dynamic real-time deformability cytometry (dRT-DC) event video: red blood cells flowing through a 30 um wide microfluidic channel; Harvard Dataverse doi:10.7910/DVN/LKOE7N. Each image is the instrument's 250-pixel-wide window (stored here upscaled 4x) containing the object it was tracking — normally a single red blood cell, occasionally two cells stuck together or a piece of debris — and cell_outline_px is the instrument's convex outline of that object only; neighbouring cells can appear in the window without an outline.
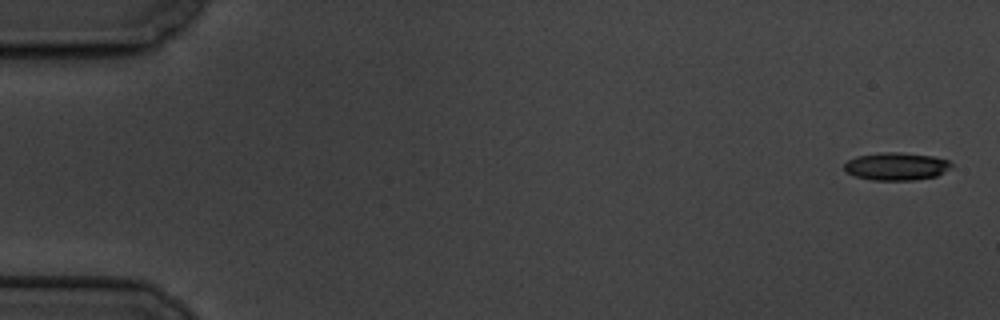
{"species": "common noctule bat (a hibernating species)", "species_latin": "Nyctalus noctula", "temperature_condition": "cold", "stored_images_in_passage": 10, "camera_frame_rate_fps": 3000, "um_per_image_px": 0.085, "animal": {"sex": "male", "body_mass_g": 19.5, "forearm_length_mm": 54.6}, "frame": {"image": 1, "passage_image": 1, "time_ms": 0.0, "image_size_px": [1000, 320], "cell_outline_px": [[952, 168], [936, 176], [912, 180], [872, 180], [856, 176], [844, 172], [844, 164], [848, 160], [856, 156], [880, 152], [900, 152], [932, 156], [948, 160], [952, 164]], "centroid_in_image_um": [76.17, 14.13], "position_along_channel_um": 8.8, "area_um2": 17.4}}
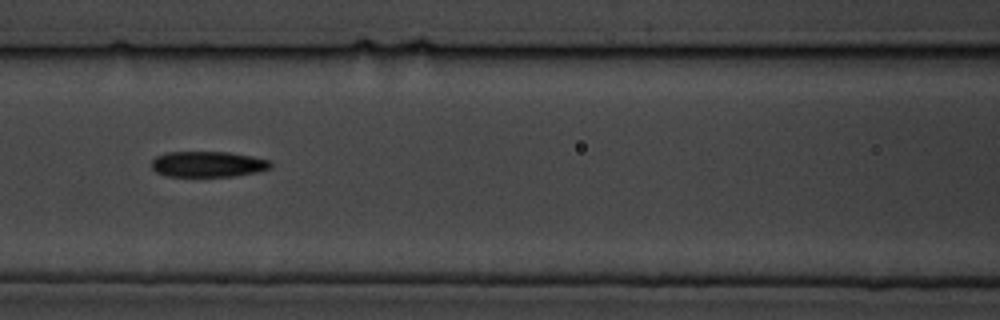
{"frame": {"image": 2, "passage_image": 8, "time_ms": 8.333, "image_size_px": [1000, 320], "cell_outline_px": [[272, 168], [256, 172], [236, 176], [168, 176], [156, 172], [152, 168], [152, 160], [156, 156], [168, 152], [228, 152], [252, 156], [272, 160]], "centroid_in_image_um": [17.71, 13.95], "position_along_channel_um": 148.9, "area_um2": 17.92}}
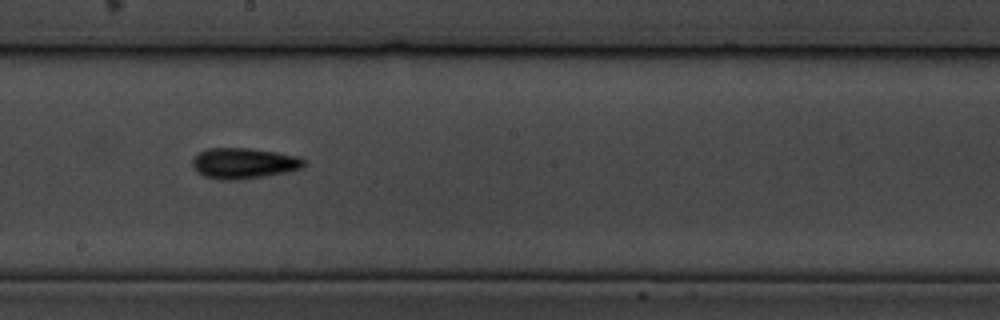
{"frame": {"image": 3, "passage_image": 10, "time_ms": 10.667, "image_size_px": [1000, 320], "cell_outline_px": [[308, 164], [300, 168], [288, 172], [240, 180], [220, 180], [204, 176], [196, 172], [192, 168], [192, 160], [200, 152], [208, 148], [248, 148], [276, 152], [296, 156], [304, 160]], "centroid_in_image_um": [20.7, 13.89], "position_along_channel_um": 227.5, "area_um2": 20.06}}